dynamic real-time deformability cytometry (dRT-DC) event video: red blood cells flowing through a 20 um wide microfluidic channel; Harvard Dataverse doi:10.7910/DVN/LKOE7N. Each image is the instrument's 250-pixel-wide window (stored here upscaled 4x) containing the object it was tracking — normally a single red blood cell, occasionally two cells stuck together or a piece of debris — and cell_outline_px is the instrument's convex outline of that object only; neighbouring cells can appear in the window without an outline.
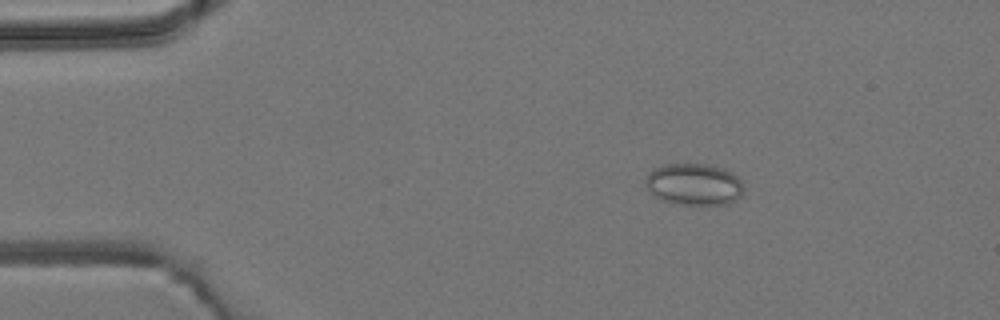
{"species": "common noctule bat (a hibernating species)", "species_latin": "Nyctalus noctula", "temperature_condition": "room temperature", "stored_images_in_passage": 5, "camera_frame_rate_fps": 3000, "um_per_image_px": 0.085, "animal": {"sex": "male", "body_mass_g": 19.2, "forearm_length_mm": 51.8}, "frame": {"image": 1, "passage_image": 3, "time_ms": 2.333, "image_size_px": [1000, 320], "cell_outline_px": [[744, 188], [740, 196], [736, 200], [728, 204], [672, 204], [656, 196], [644, 184], [644, 180], [648, 172], [664, 164], [708, 164], [724, 168], [732, 172], [740, 180]], "centroid_in_image_um": [58.99, 15.66], "position_along_channel_um": 26.0, "area_um2": 23.93}}